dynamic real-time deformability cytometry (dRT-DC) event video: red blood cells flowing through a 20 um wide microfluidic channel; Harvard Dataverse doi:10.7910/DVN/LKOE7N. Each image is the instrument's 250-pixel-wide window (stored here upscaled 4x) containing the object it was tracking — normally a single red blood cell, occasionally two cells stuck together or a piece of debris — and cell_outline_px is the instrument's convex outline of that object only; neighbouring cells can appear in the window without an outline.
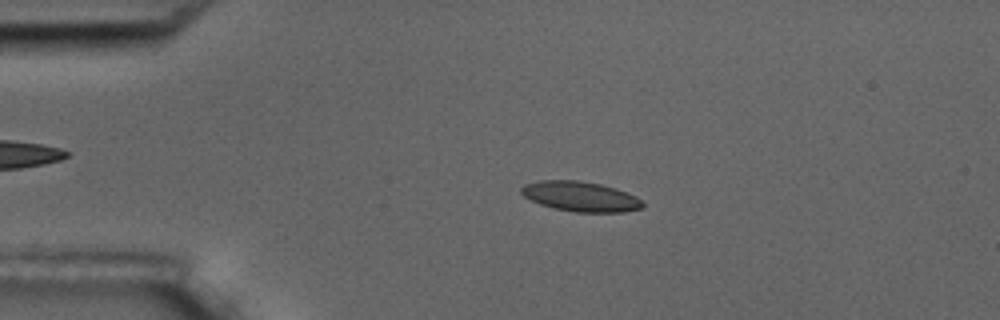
{"species": "common noctule bat (a hibernating species)", "species_latin": "Nyctalus noctula", "temperature_condition": "room temperature", "stored_images_in_passage": 50, "camera_frame_rate_fps": 3000, "um_per_image_px": 0.085, "animal": {"sex": "male", "body_mass_g": 17.5, "forearm_length_mm": 52.3}, "frame": {"image": 1, "passage_image": 6, "time_ms": 1.667, "image_size_px": [1000, 320], "cell_outline_px": [[644, 208], [624, 212], [576, 212], [556, 208], [540, 204], [524, 196], [520, 192], [520, 188], [524, 184], [540, 180], [580, 180], [600, 184], [616, 188], [636, 196], [644, 204]], "centroid_in_image_um": [49.35, 16.69], "position_along_channel_um": 35.6, "area_um2": 21.21}}
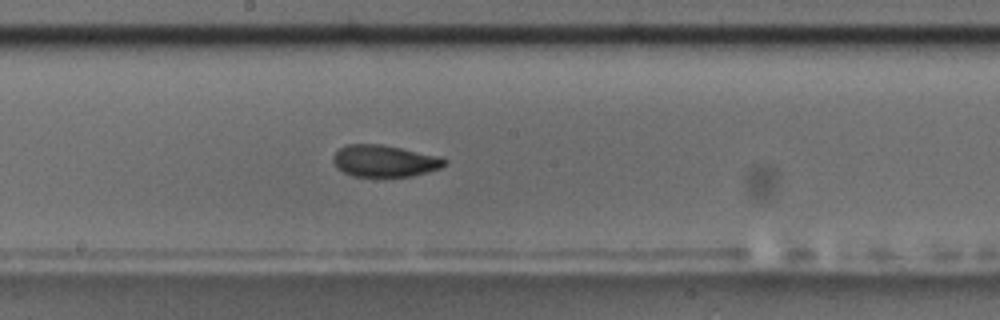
{"frame": {"image": 2, "passage_image": 24, "time_ms": 7.667, "image_size_px": [1000, 320], "cell_outline_px": [[448, 164], [440, 168], [428, 172], [412, 176], [352, 176], [336, 168], [332, 160], [332, 156], [340, 148], [348, 144], [380, 144], [444, 156], [448, 160]], "centroid_in_image_um": [32.73, 13.67], "position_along_channel_um": 215.5, "area_um2": 20.92}}
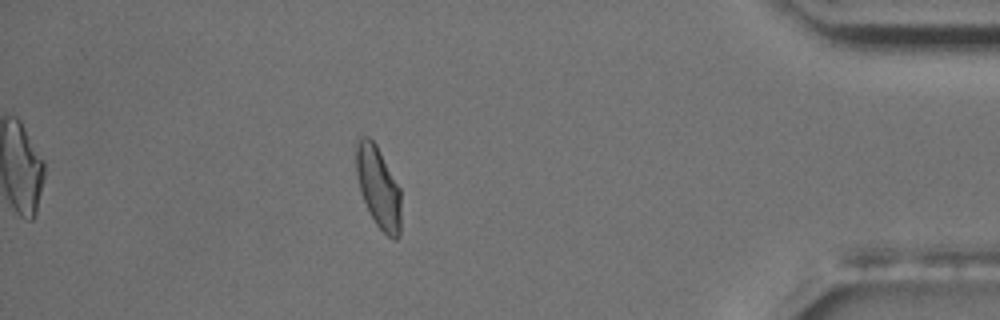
{"frame": {"image": 3, "passage_image": 43, "time_ms": 14.0, "image_size_px": [1000, 320], "cell_outline_px": [[400, 236], [396, 240], [392, 240], [376, 224], [364, 200], [356, 176], [356, 136], [368, 136], [376, 144], [400, 188]], "centroid_in_image_um": [32.15, 15.89], "position_along_channel_um": 403.0, "area_um2": 21.21}, "authors_computed_cell_mechanics": {"area_um2": 20.9236, "velocity_mm_per_s": 3.6379, "shape_relaxation_time_tau1_ms": 5.2929, "shape_relaxation_time_tau2_ms": 1.9987, "deformation_change_tau1": 0.1346, "deformation_change_tau2": 0.0629}}